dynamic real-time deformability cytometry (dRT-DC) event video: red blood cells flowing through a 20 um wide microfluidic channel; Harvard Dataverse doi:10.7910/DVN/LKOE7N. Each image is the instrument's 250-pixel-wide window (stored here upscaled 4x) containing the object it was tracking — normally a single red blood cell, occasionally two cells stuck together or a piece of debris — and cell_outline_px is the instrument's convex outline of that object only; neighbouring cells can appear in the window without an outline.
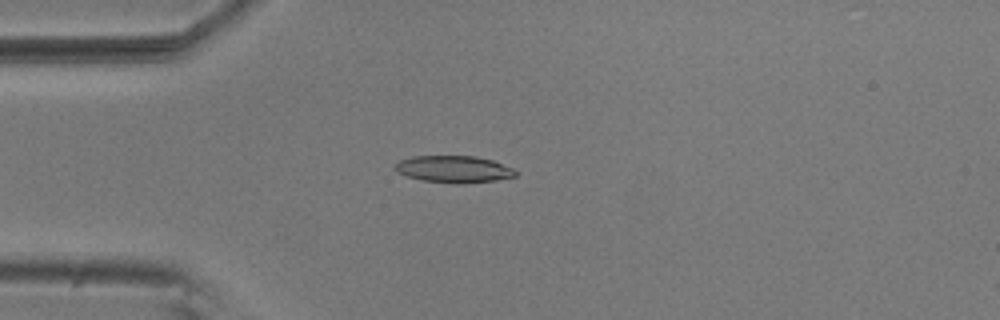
{"species": "common noctule bat (a hibernating species)", "species_latin": "Nyctalus noctula", "temperature_condition": "room temperature", "stored_images_in_passage": 5, "camera_frame_rate_fps": 3000, "um_per_image_px": 0.085, "animal": {"sex": "male", "body_mass_g": 20.5, "forearm_length_mm": 52.5}, "frame": {"image": 1, "passage_image": 4, "time_ms": 1.0, "image_size_px": [1000, 320], "cell_outline_px": [[516, 176], [496, 180], [424, 180], [408, 176], [396, 172], [392, 168], [392, 164], [400, 160], [412, 156], [476, 156], [492, 160], [512, 168], [516, 172]], "centroid_in_image_um": [38.48, 14.31], "position_along_channel_um": 46.5, "area_um2": 17.86}}